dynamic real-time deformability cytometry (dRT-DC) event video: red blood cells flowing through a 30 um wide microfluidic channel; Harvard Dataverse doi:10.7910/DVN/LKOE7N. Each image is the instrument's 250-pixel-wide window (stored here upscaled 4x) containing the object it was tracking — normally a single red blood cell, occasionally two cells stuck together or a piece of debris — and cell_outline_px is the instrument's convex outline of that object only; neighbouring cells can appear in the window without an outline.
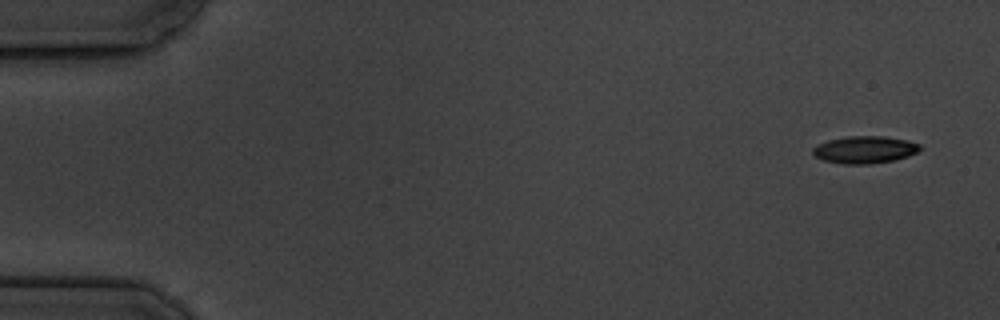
{"species": "common noctule bat (a hibernating species)", "species_latin": "Nyctalus noctula", "temperature_condition": "cold", "stored_images_in_passage": 11, "camera_frame_rate_fps": 3000, "um_per_image_px": 0.085, "animal": {"sex": "male", "body_mass_g": 19.5, "forearm_length_mm": 54.6}, "frame": {"image": 1, "passage_image": 1, "time_ms": 0.0, "image_size_px": [1000, 320], "cell_outline_px": [[920, 148], [916, 152], [908, 156], [892, 160], [872, 164], [840, 164], [824, 160], [816, 156], [812, 152], [812, 148], [816, 144], [828, 140], [848, 136], [884, 136], [908, 140], [920, 144]], "centroid_in_image_um": [73.47, 12.72], "position_along_channel_um": 11.5, "area_um2": 17.05}}
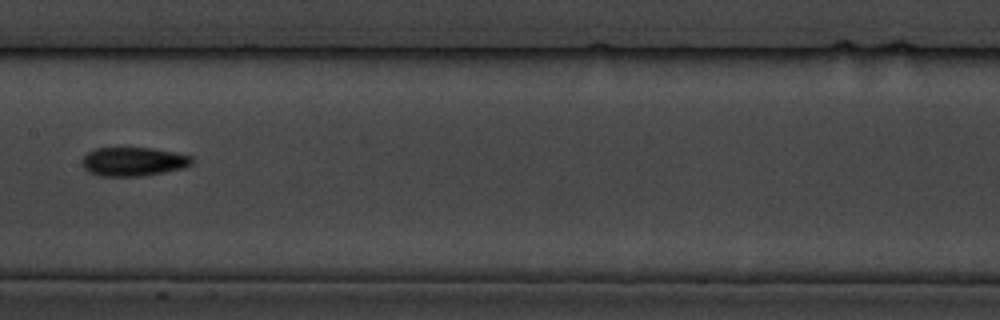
{"frame": {"image": 2, "passage_image": 8, "time_ms": 9.0, "image_size_px": [1000, 320], "cell_outline_px": [[192, 164], [184, 168], [164, 172], [140, 176], [96, 176], [88, 172], [84, 168], [84, 156], [88, 152], [96, 148], [152, 148], [192, 156]], "centroid_in_image_um": [11.33, 13.74], "position_along_channel_um": 196.1, "area_um2": 18.32}}
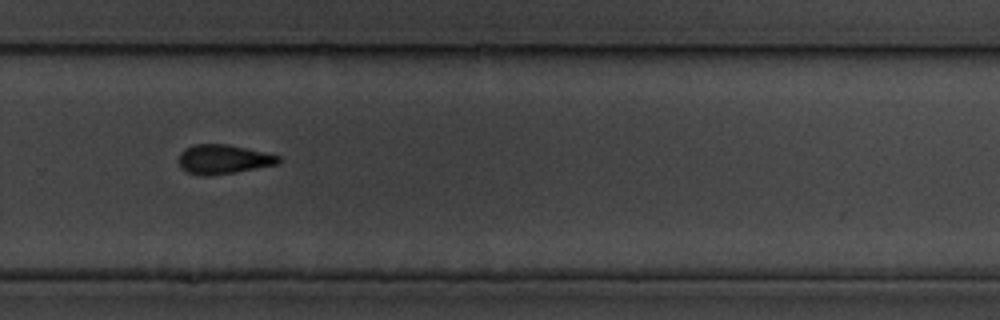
{"frame": {"image": 3, "passage_image": 11, "time_ms": 12.333, "image_size_px": [1000, 320], "cell_outline_px": [[280, 160], [276, 164], [236, 172], [208, 176], [204, 176], [188, 172], [180, 168], [180, 152], [184, 148], [196, 144], [228, 144], [280, 156]], "centroid_in_image_um": [18.95, 13.54], "position_along_channel_um": 310.9, "area_um2": 16.82}}